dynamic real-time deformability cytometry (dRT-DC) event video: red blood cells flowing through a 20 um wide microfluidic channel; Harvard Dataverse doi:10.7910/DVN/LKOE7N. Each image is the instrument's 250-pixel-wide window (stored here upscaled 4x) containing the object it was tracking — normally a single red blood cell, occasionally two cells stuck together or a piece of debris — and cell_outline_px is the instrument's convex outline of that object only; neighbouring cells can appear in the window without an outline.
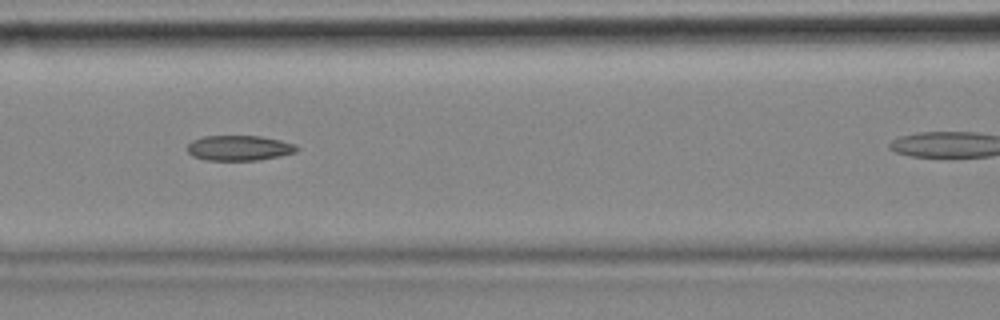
{"species": "common noctule bat (a hibernating species)", "species_latin": "Nyctalus noctula", "temperature_condition": "cold", "stored_images_in_passage": 5, "camera_frame_rate_fps": 3000, "um_per_image_px": 0.085, "animal": {"sex": "female", "body_mass_g": 18.4}, "frame": {"image": 1, "passage_image": 4, "time_ms": 1.0, "image_size_px": [1000, 320], "cell_outline_px": [[300, 148], [296, 152], [280, 156], [260, 160], [204, 160], [192, 156], [188, 152], [188, 144], [192, 140], [204, 136], [260, 136], [280, 140], [296, 144]], "centroid_in_image_um": [20.35, 12.58], "position_along_channel_um": 146.3, "area_um2": 16.18}}